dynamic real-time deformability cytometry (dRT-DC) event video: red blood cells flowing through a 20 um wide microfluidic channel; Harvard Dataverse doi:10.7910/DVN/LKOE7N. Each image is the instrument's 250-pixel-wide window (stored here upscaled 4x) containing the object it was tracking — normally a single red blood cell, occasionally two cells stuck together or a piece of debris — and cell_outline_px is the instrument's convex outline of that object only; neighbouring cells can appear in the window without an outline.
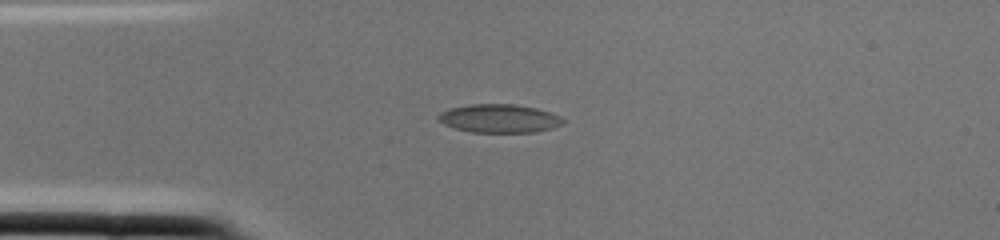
{"species": "common noctule bat (a hibernating species)", "species_latin": "Nyctalus noctula", "temperature_condition": "cold", "stored_images_in_passage": 1, "camera_frame_rate_fps": 3000, "um_per_image_px": 0.085, "animal": {"sex": "female", "body_mass_g": 22.0, "forearm_length_mm": 56.7}, "frame": {"image": 1, "passage_image": 1, "time_ms": 0.0, "image_size_px": [1000, 240], "cell_outline_px": [[564, 120], [560, 124], [552, 128], [536, 132], [472, 132], [456, 128], [444, 124], [436, 116], [440, 112], [448, 108], [468, 104], [512, 104], [536, 108], [560, 116]], "centroid_in_image_um": [42.4, 10.06], "position_along_channel_um": 42.6, "area_um2": 20.52}}